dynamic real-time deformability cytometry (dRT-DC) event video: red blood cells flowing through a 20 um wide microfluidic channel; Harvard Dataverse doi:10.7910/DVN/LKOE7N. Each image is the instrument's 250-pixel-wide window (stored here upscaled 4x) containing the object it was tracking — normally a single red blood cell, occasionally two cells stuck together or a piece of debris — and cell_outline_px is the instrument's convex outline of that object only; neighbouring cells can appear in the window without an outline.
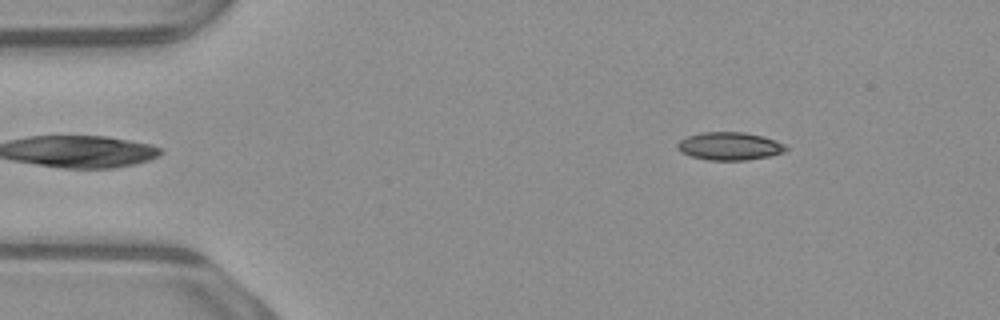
{"species": "common noctule bat (a hibernating species)", "species_latin": "Nyctalus noctula", "temperature_condition": "warm", "stored_images_in_passage": 47, "camera_frame_rate_fps": 3000, "um_per_image_px": 0.085, "animal": {"sex": "male", "body_mass_g": 23.1, "forearm_length_mm": 52.7}, "frame": {"image": 1, "passage_image": 2, "time_ms": 0.333, "image_size_px": [1000, 320], "cell_outline_px": [[788, 148], [784, 152], [772, 156], [748, 160], [708, 160], [692, 156], [680, 152], [676, 148], [676, 144], [680, 140], [688, 136], [700, 132], [744, 132], [764, 136], [776, 140], [784, 144]], "centroid_in_image_um": [62.03, 12.42], "position_along_channel_um": 23.0, "area_um2": 17.86}}
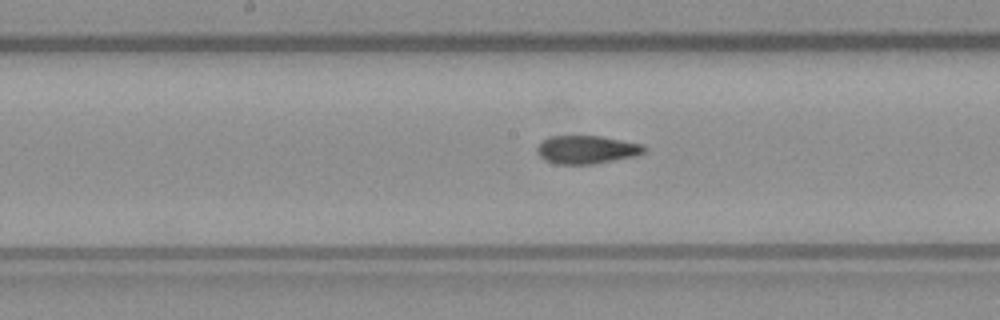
{"frame": {"image": 2, "passage_image": 21, "time_ms": 6.667, "image_size_px": [1000, 320], "cell_outline_px": [[648, 148], [644, 152], [636, 156], [592, 164], [556, 164], [544, 160], [536, 152], [536, 148], [540, 140], [548, 136], [600, 136], [644, 144]], "centroid_in_image_um": [49.84, 12.71], "position_along_channel_um": 198.4, "area_um2": 17.86}}
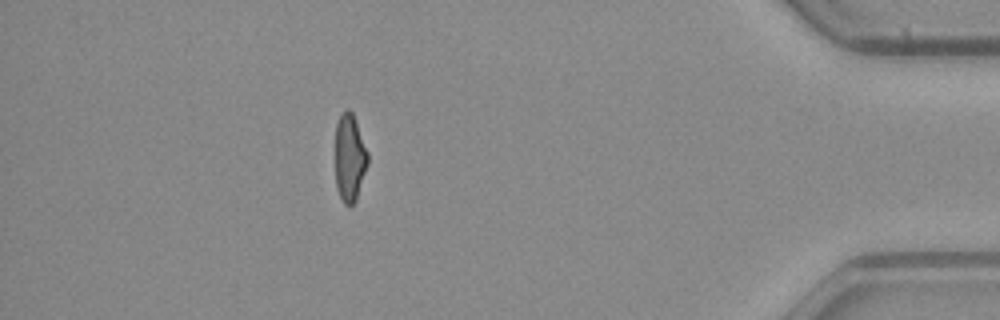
{"frame": {"image": 3, "passage_image": 41, "time_ms": 13.333, "image_size_px": [1000, 320], "cell_outline_px": [[368, 164], [356, 200], [352, 204], [344, 204], [336, 188], [336, 124], [344, 108], [348, 108], [352, 112], [356, 120], [368, 152]], "centroid_in_image_um": [29.73, 13.38], "position_along_channel_um": 405.5, "area_um2": 16.59}, "authors_computed_cell_mechanics": {"area_um2": 17.8602, "velocity_mm_per_s": 3.9212, "shape_relaxation_time_tau1_ms": null, "shape_relaxation_time_tau2_ms": 2.4389, "deformation_change_tau1": null, "deformation_change_tau2": 0.0743}}